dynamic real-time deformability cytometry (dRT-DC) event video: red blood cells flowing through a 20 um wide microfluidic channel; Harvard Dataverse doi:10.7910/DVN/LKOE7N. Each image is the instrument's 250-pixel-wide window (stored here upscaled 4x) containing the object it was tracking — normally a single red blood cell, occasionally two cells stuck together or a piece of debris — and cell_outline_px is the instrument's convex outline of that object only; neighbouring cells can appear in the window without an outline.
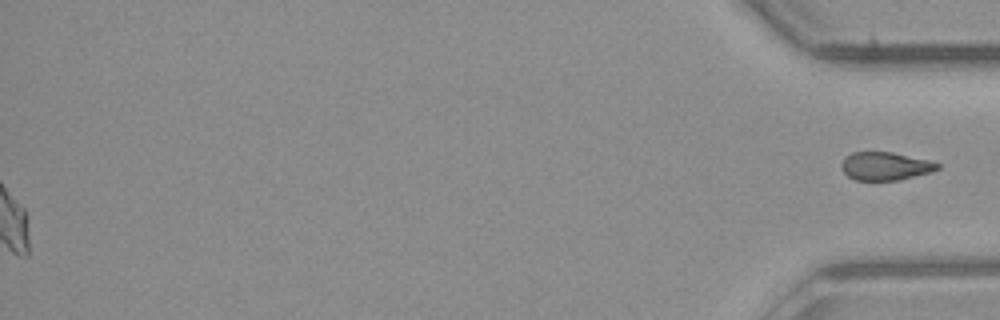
{"species": "common noctule bat (a hibernating species)", "species_latin": "Nyctalus noctula", "temperature_condition": "room temperature", "stored_images_in_passage": 52, "segment_of_instrument_passage": [2, 2], "camera_frame_rate_fps": 3000, "um_per_image_px": 0.085, "animal": {"sex": "male", "body_mass_g": 23.1, "forearm_length_mm": 52.7}, "frame": {"image": 1, "passage_image": 52, "time_ms": 17.0, "image_size_px": [1000, 320], "cell_outline_px": [[940, 168], [932, 172], [900, 180], [856, 180], [848, 176], [844, 172], [840, 164], [852, 152], [892, 152], [932, 160], [940, 164]], "centroid_in_image_um": [75.31, 14.12], "position_along_channel_um": 359.9, "area_um2": 15.84}}